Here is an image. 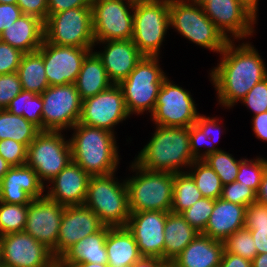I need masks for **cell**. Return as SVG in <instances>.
Wrapping results in <instances>:
<instances>
[{"label": "cell", "instance_id": "680465c9", "mask_svg": "<svg viewBox=\"0 0 267 267\" xmlns=\"http://www.w3.org/2000/svg\"><path fill=\"white\" fill-rule=\"evenodd\" d=\"M252 267H267V253L256 255L252 261Z\"/></svg>", "mask_w": 267, "mask_h": 267}, {"label": "cell", "instance_id": "be15d7a7", "mask_svg": "<svg viewBox=\"0 0 267 267\" xmlns=\"http://www.w3.org/2000/svg\"><path fill=\"white\" fill-rule=\"evenodd\" d=\"M192 3L198 4L199 6H204L210 0H190Z\"/></svg>", "mask_w": 267, "mask_h": 267}, {"label": "cell", "instance_id": "db71d44e", "mask_svg": "<svg viewBox=\"0 0 267 267\" xmlns=\"http://www.w3.org/2000/svg\"><path fill=\"white\" fill-rule=\"evenodd\" d=\"M219 267H252V262L224 249Z\"/></svg>", "mask_w": 267, "mask_h": 267}, {"label": "cell", "instance_id": "484cf974", "mask_svg": "<svg viewBox=\"0 0 267 267\" xmlns=\"http://www.w3.org/2000/svg\"><path fill=\"white\" fill-rule=\"evenodd\" d=\"M224 242L200 233L172 261L176 267H219Z\"/></svg>", "mask_w": 267, "mask_h": 267}, {"label": "cell", "instance_id": "f5cc1de1", "mask_svg": "<svg viewBox=\"0 0 267 267\" xmlns=\"http://www.w3.org/2000/svg\"><path fill=\"white\" fill-rule=\"evenodd\" d=\"M249 229L257 249V255L267 253V225L244 226Z\"/></svg>", "mask_w": 267, "mask_h": 267}, {"label": "cell", "instance_id": "03108f58", "mask_svg": "<svg viewBox=\"0 0 267 267\" xmlns=\"http://www.w3.org/2000/svg\"><path fill=\"white\" fill-rule=\"evenodd\" d=\"M160 267H176L172 262H163Z\"/></svg>", "mask_w": 267, "mask_h": 267}, {"label": "cell", "instance_id": "a7ac6f4b", "mask_svg": "<svg viewBox=\"0 0 267 267\" xmlns=\"http://www.w3.org/2000/svg\"><path fill=\"white\" fill-rule=\"evenodd\" d=\"M53 267H62L58 263H56Z\"/></svg>", "mask_w": 267, "mask_h": 267}, {"label": "cell", "instance_id": "d6a6232c", "mask_svg": "<svg viewBox=\"0 0 267 267\" xmlns=\"http://www.w3.org/2000/svg\"><path fill=\"white\" fill-rule=\"evenodd\" d=\"M202 197L192 177L186 171L174 173L171 212L181 214Z\"/></svg>", "mask_w": 267, "mask_h": 267}, {"label": "cell", "instance_id": "681fc988", "mask_svg": "<svg viewBox=\"0 0 267 267\" xmlns=\"http://www.w3.org/2000/svg\"><path fill=\"white\" fill-rule=\"evenodd\" d=\"M21 15L22 11L17 4L0 3V34Z\"/></svg>", "mask_w": 267, "mask_h": 267}, {"label": "cell", "instance_id": "ee69618b", "mask_svg": "<svg viewBox=\"0 0 267 267\" xmlns=\"http://www.w3.org/2000/svg\"><path fill=\"white\" fill-rule=\"evenodd\" d=\"M21 91V82L17 72L0 75V109H6Z\"/></svg>", "mask_w": 267, "mask_h": 267}, {"label": "cell", "instance_id": "7c38bea8", "mask_svg": "<svg viewBox=\"0 0 267 267\" xmlns=\"http://www.w3.org/2000/svg\"><path fill=\"white\" fill-rule=\"evenodd\" d=\"M91 10L95 42L132 38L134 2L93 0Z\"/></svg>", "mask_w": 267, "mask_h": 267}, {"label": "cell", "instance_id": "44dd1931", "mask_svg": "<svg viewBox=\"0 0 267 267\" xmlns=\"http://www.w3.org/2000/svg\"><path fill=\"white\" fill-rule=\"evenodd\" d=\"M45 191L38 174L28 165L13 166L0 181V201L25 205L41 198Z\"/></svg>", "mask_w": 267, "mask_h": 267}, {"label": "cell", "instance_id": "7402d4cb", "mask_svg": "<svg viewBox=\"0 0 267 267\" xmlns=\"http://www.w3.org/2000/svg\"><path fill=\"white\" fill-rule=\"evenodd\" d=\"M90 175L79 165L70 161L68 165L47 185L48 198L64 207L83 205L87 195ZM51 188H50V187Z\"/></svg>", "mask_w": 267, "mask_h": 267}, {"label": "cell", "instance_id": "4316f807", "mask_svg": "<svg viewBox=\"0 0 267 267\" xmlns=\"http://www.w3.org/2000/svg\"><path fill=\"white\" fill-rule=\"evenodd\" d=\"M107 232L108 226H104L100 231L73 244L57 259V263L59 265L107 263L108 256L105 246Z\"/></svg>", "mask_w": 267, "mask_h": 267}, {"label": "cell", "instance_id": "4fadbf2b", "mask_svg": "<svg viewBox=\"0 0 267 267\" xmlns=\"http://www.w3.org/2000/svg\"><path fill=\"white\" fill-rule=\"evenodd\" d=\"M189 91L170 82L166 77L157 96L152 121L163 127H189L199 113Z\"/></svg>", "mask_w": 267, "mask_h": 267}, {"label": "cell", "instance_id": "ffe728a7", "mask_svg": "<svg viewBox=\"0 0 267 267\" xmlns=\"http://www.w3.org/2000/svg\"><path fill=\"white\" fill-rule=\"evenodd\" d=\"M104 226L100 218L84 204L65 207L59 228L57 259L73 244Z\"/></svg>", "mask_w": 267, "mask_h": 267}, {"label": "cell", "instance_id": "9c48e42d", "mask_svg": "<svg viewBox=\"0 0 267 267\" xmlns=\"http://www.w3.org/2000/svg\"><path fill=\"white\" fill-rule=\"evenodd\" d=\"M44 39L59 46L94 48L91 6L68 9L48 16Z\"/></svg>", "mask_w": 267, "mask_h": 267}, {"label": "cell", "instance_id": "277c9868", "mask_svg": "<svg viewBox=\"0 0 267 267\" xmlns=\"http://www.w3.org/2000/svg\"><path fill=\"white\" fill-rule=\"evenodd\" d=\"M136 175L126 178L130 213L142 211L171 212L174 173L152 171L132 162Z\"/></svg>", "mask_w": 267, "mask_h": 267}, {"label": "cell", "instance_id": "52a82bcc", "mask_svg": "<svg viewBox=\"0 0 267 267\" xmlns=\"http://www.w3.org/2000/svg\"><path fill=\"white\" fill-rule=\"evenodd\" d=\"M159 57L143 56L129 76L118 85L129 114L154 112L159 90L167 77L159 66Z\"/></svg>", "mask_w": 267, "mask_h": 267}, {"label": "cell", "instance_id": "1f68e13d", "mask_svg": "<svg viewBox=\"0 0 267 267\" xmlns=\"http://www.w3.org/2000/svg\"><path fill=\"white\" fill-rule=\"evenodd\" d=\"M40 131L25 117L0 109V141L13 139L28 147Z\"/></svg>", "mask_w": 267, "mask_h": 267}, {"label": "cell", "instance_id": "9f6ffc18", "mask_svg": "<svg viewBox=\"0 0 267 267\" xmlns=\"http://www.w3.org/2000/svg\"><path fill=\"white\" fill-rule=\"evenodd\" d=\"M256 201L267 205V164L265 166L263 178L256 193Z\"/></svg>", "mask_w": 267, "mask_h": 267}, {"label": "cell", "instance_id": "7a4b0ae2", "mask_svg": "<svg viewBox=\"0 0 267 267\" xmlns=\"http://www.w3.org/2000/svg\"><path fill=\"white\" fill-rule=\"evenodd\" d=\"M194 161L189 127L159 125H156L152 138L134 160L142 168L170 173L184 172L182 167H189Z\"/></svg>", "mask_w": 267, "mask_h": 267}, {"label": "cell", "instance_id": "bcb514c9", "mask_svg": "<svg viewBox=\"0 0 267 267\" xmlns=\"http://www.w3.org/2000/svg\"><path fill=\"white\" fill-rule=\"evenodd\" d=\"M23 52L0 41V75L18 71Z\"/></svg>", "mask_w": 267, "mask_h": 267}, {"label": "cell", "instance_id": "cb8c5ba5", "mask_svg": "<svg viewBox=\"0 0 267 267\" xmlns=\"http://www.w3.org/2000/svg\"><path fill=\"white\" fill-rule=\"evenodd\" d=\"M246 207L218 198L202 234L224 242L245 225Z\"/></svg>", "mask_w": 267, "mask_h": 267}, {"label": "cell", "instance_id": "60d3db41", "mask_svg": "<svg viewBox=\"0 0 267 267\" xmlns=\"http://www.w3.org/2000/svg\"><path fill=\"white\" fill-rule=\"evenodd\" d=\"M220 198L247 207L256 202V192L252 188L234 181L223 185Z\"/></svg>", "mask_w": 267, "mask_h": 267}, {"label": "cell", "instance_id": "836d02e7", "mask_svg": "<svg viewBox=\"0 0 267 267\" xmlns=\"http://www.w3.org/2000/svg\"><path fill=\"white\" fill-rule=\"evenodd\" d=\"M189 168L192 170L186 172L192 177L203 197L215 200L220 198L223 188L221 179L204 160H195Z\"/></svg>", "mask_w": 267, "mask_h": 267}, {"label": "cell", "instance_id": "94428289", "mask_svg": "<svg viewBox=\"0 0 267 267\" xmlns=\"http://www.w3.org/2000/svg\"><path fill=\"white\" fill-rule=\"evenodd\" d=\"M11 165L0 156V181L4 175L10 170Z\"/></svg>", "mask_w": 267, "mask_h": 267}, {"label": "cell", "instance_id": "d590c367", "mask_svg": "<svg viewBox=\"0 0 267 267\" xmlns=\"http://www.w3.org/2000/svg\"><path fill=\"white\" fill-rule=\"evenodd\" d=\"M28 204H9L0 201V237L24 231Z\"/></svg>", "mask_w": 267, "mask_h": 267}, {"label": "cell", "instance_id": "f6af8a7d", "mask_svg": "<svg viewBox=\"0 0 267 267\" xmlns=\"http://www.w3.org/2000/svg\"><path fill=\"white\" fill-rule=\"evenodd\" d=\"M189 133L191 154L195 160H203L208 155L221 150L215 147V143L212 146L206 144L208 146L206 151L200 153L201 147H205V143L210 142V138L196 124L189 126Z\"/></svg>", "mask_w": 267, "mask_h": 267}, {"label": "cell", "instance_id": "f1b7e54d", "mask_svg": "<svg viewBox=\"0 0 267 267\" xmlns=\"http://www.w3.org/2000/svg\"><path fill=\"white\" fill-rule=\"evenodd\" d=\"M199 234L181 214L169 212L164 228V262H172Z\"/></svg>", "mask_w": 267, "mask_h": 267}, {"label": "cell", "instance_id": "d4e9b609", "mask_svg": "<svg viewBox=\"0 0 267 267\" xmlns=\"http://www.w3.org/2000/svg\"><path fill=\"white\" fill-rule=\"evenodd\" d=\"M0 41L24 54L36 52L44 41V22L38 17L22 14L0 34Z\"/></svg>", "mask_w": 267, "mask_h": 267}, {"label": "cell", "instance_id": "6f0895ef", "mask_svg": "<svg viewBox=\"0 0 267 267\" xmlns=\"http://www.w3.org/2000/svg\"><path fill=\"white\" fill-rule=\"evenodd\" d=\"M164 261L156 257H141L130 267H160Z\"/></svg>", "mask_w": 267, "mask_h": 267}, {"label": "cell", "instance_id": "8992f818", "mask_svg": "<svg viewBox=\"0 0 267 267\" xmlns=\"http://www.w3.org/2000/svg\"><path fill=\"white\" fill-rule=\"evenodd\" d=\"M169 23L189 41L216 53L230 41L205 15L203 7L190 0H169Z\"/></svg>", "mask_w": 267, "mask_h": 267}, {"label": "cell", "instance_id": "816d5d0a", "mask_svg": "<svg viewBox=\"0 0 267 267\" xmlns=\"http://www.w3.org/2000/svg\"><path fill=\"white\" fill-rule=\"evenodd\" d=\"M218 119L215 118H210V117H206L204 115L199 114L197 121L195 122V124L206 134V136H208V138H210V140L213 142L216 139L218 140L219 138H216V136H214L213 132L218 135H220L221 132V128L220 125L218 124ZM219 125V126H218ZM214 130V131H213ZM213 134V135H212ZM216 142V141H215Z\"/></svg>", "mask_w": 267, "mask_h": 267}, {"label": "cell", "instance_id": "5bb4252c", "mask_svg": "<svg viewBox=\"0 0 267 267\" xmlns=\"http://www.w3.org/2000/svg\"><path fill=\"white\" fill-rule=\"evenodd\" d=\"M2 267H53L52 251L28 233L15 232L0 237Z\"/></svg>", "mask_w": 267, "mask_h": 267}, {"label": "cell", "instance_id": "8d00e7d4", "mask_svg": "<svg viewBox=\"0 0 267 267\" xmlns=\"http://www.w3.org/2000/svg\"><path fill=\"white\" fill-rule=\"evenodd\" d=\"M219 176L223 185L236 181L239 164L243 160H236L231 154L219 150L203 159Z\"/></svg>", "mask_w": 267, "mask_h": 267}, {"label": "cell", "instance_id": "003e7915", "mask_svg": "<svg viewBox=\"0 0 267 267\" xmlns=\"http://www.w3.org/2000/svg\"><path fill=\"white\" fill-rule=\"evenodd\" d=\"M130 1L136 3V2H143V1H147V0H130Z\"/></svg>", "mask_w": 267, "mask_h": 267}, {"label": "cell", "instance_id": "83f0119b", "mask_svg": "<svg viewBox=\"0 0 267 267\" xmlns=\"http://www.w3.org/2000/svg\"><path fill=\"white\" fill-rule=\"evenodd\" d=\"M107 264L110 267H130L142 256L133 234L127 227H109L105 240Z\"/></svg>", "mask_w": 267, "mask_h": 267}, {"label": "cell", "instance_id": "e7e4bbea", "mask_svg": "<svg viewBox=\"0 0 267 267\" xmlns=\"http://www.w3.org/2000/svg\"><path fill=\"white\" fill-rule=\"evenodd\" d=\"M17 0H0V3L4 4H16Z\"/></svg>", "mask_w": 267, "mask_h": 267}, {"label": "cell", "instance_id": "f907efd6", "mask_svg": "<svg viewBox=\"0 0 267 267\" xmlns=\"http://www.w3.org/2000/svg\"><path fill=\"white\" fill-rule=\"evenodd\" d=\"M93 0H48V16L68 9L91 6Z\"/></svg>", "mask_w": 267, "mask_h": 267}, {"label": "cell", "instance_id": "7bdbcfd3", "mask_svg": "<svg viewBox=\"0 0 267 267\" xmlns=\"http://www.w3.org/2000/svg\"><path fill=\"white\" fill-rule=\"evenodd\" d=\"M0 156L6 160L11 167L26 164L27 147L13 139L0 141Z\"/></svg>", "mask_w": 267, "mask_h": 267}, {"label": "cell", "instance_id": "4dcf8cb0", "mask_svg": "<svg viewBox=\"0 0 267 267\" xmlns=\"http://www.w3.org/2000/svg\"><path fill=\"white\" fill-rule=\"evenodd\" d=\"M17 73L24 91L41 95L49 87L43 56L38 51L23 54Z\"/></svg>", "mask_w": 267, "mask_h": 267}, {"label": "cell", "instance_id": "e0dca14e", "mask_svg": "<svg viewBox=\"0 0 267 267\" xmlns=\"http://www.w3.org/2000/svg\"><path fill=\"white\" fill-rule=\"evenodd\" d=\"M203 9L205 15L229 40L228 34L237 40L253 35L257 15L241 0H210Z\"/></svg>", "mask_w": 267, "mask_h": 267}, {"label": "cell", "instance_id": "91938a15", "mask_svg": "<svg viewBox=\"0 0 267 267\" xmlns=\"http://www.w3.org/2000/svg\"><path fill=\"white\" fill-rule=\"evenodd\" d=\"M62 267H110L107 263H78L73 265H60Z\"/></svg>", "mask_w": 267, "mask_h": 267}, {"label": "cell", "instance_id": "d6986e66", "mask_svg": "<svg viewBox=\"0 0 267 267\" xmlns=\"http://www.w3.org/2000/svg\"><path fill=\"white\" fill-rule=\"evenodd\" d=\"M169 212H133L127 229L133 234L142 257H156L164 261V228Z\"/></svg>", "mask_w": 267, "mask_h": 267}, {"label": "cell", "instance_id": "5b68a950", "mask_svg": "<svg viewBox=\"0 0 267 267\" xmlns=\"http://www.w3.org/2000/svg\"><path fill=\"white\" fill-rule=\"evenodd\" d=\"M114 173L91 176L84 205L109 227H126L130 217L128 190L125 180L115 181Z\"/></svg>", "mask_w": 267, "mask_h": 267}, {"label": "cell", "instance_id": "c3c4849f", "mask_svg": "<svg viewBox=\"0 0 267 267\" xmlns=\"http://www.w3.org/2000/svg\"><path fill=\"white\" fill-rule=\"evenodd\" d=\"M267 225V205L253 202L246 207L244 226H264Z\"/></svg>", "mask_w": 267, "mask_h": 267}, {"label": "cell", "instance_id": "6125c7cd", "mask_svg": "<svg viewBox=\"0 0 267 267\" xmlns=\"http://www.w3.org/2000/svg\"><path fill=\"white\" fill-rule=\"evenodd\" d=\"M247 7H249L256 15L258 11V1L259 0H241Z\"/></svg>", "mask_w": 267, "mask_h": 267}, {"label": "cell", "instance_id": "f546056e", "mask_svg": "<svg viewBox=\"0 0 267 267\" xmlns=\"http://www.w3.org/2000/svg\"><path fill=\"white\" fill-rule=\"evenodd\" d=\"M113 83L109 80L102 60L91 51L83 60L75 86L82 100L108 89Z\"/></svg>", "mask_w": 267, "mask_h": 267}, {"label": "cell", "instance_id": "e575fe53", "mask_svg": "<svg viewBox=\"0 0 267 267\" xmlns=\"http://www.w3.org/2000/svg\"><path fill=\"white\" fill-rule=\"evenodd\" d=\"M12 114L23 116L42 130L43 101L41 95L22 90L6 108Z\"/></svg>", "mask_w": 267, "mask_h": 267}, {"label": "cell", "instance_id": "74e56055", "mask_svg": "<svg viewBox=\"0 0 267 267\" xmlns=\"http://www.w3.org/2000/svg\"><path fill=\"white\" fill-rule=\"evenodd\" d=\"M224 249L229 253L239 255L251 262L257 255V249L251 232L245 227L231 234L224 241Z\"/></svg>", "mask_w": 267, "mask_h": 267}, {"label": "cell", "instance_id": "11a10c76", "mask_svg": "<svg viewBox=\"0 0 267 267\" xmlns=\"http://www.w3.org/2000/svg\"><path fill=\"white\" fill-rule=\"evenodd\" d=\"M253 131L257 138L267 141V112L253 115Z\"/></svg>", "mask_w": 267, "mask_h": 267}, {"label": "cell", "instance_id": "30bf717a", "mask_svg": "<svg viewBox=\"0 0 267 267\" xmlns=\"http://www.w3.org/2000/svg\"><path fill=\"white\" fill-rule=\"evenodd\" d=\"M61 131H40L27 147L26 165L44 184L56 177L72 161L69 139Z\"/></svg>", "mask_w": 267, "mask_h": 267}, {"label": "cell", "instance_id": "b9f144b4", "mask_svg": "<svg viewBox=\"0 0 267 267\" xmlns=\"http://www.w3.org/2000/svg\"><path fill=\"white\" fill-rule=\"evenodd\" d=\"M240 101L252 110L254 115L267 112V77L254 85Z\"/></svg>", "mask_w": 267, "mask_h": 267}, {"label": "cell", "instance_id": "9a60e30c", "mask_svg": "<svg viewBox=\"0 0 267 267\" xmlns=\"http://www.w3.org/2000/svg\"><path fill=\"white\" fill-rule=\"evenodd\" d=\"M129 116L122 89L118 84H113L97 95L82 100L79 123L114 133L112 128Z\"/></svg>", "mask_w": 267, "mask_h": 267}, {"label": "cell", "instance_id": "f35d334b", "mask_svg": "<svg viewBox=\"0 0 267 267\" xmlns=\"http://www.w3.org/2000/svg\"><path fill=\"white\" fill-rule=\"evenodd\" d=\"M266 164L267 160L261 157L254 160L243 159L239 164L236 181L244 186L252 188L257 193Z\"/></svg>", "mask_w": 267, "mask_h": 267}, {"label": "cell", "instance_id": "ba28073f", "mask_svg": "<svg viewBox=\"0 0 267 267\" xmlns=\"http://www.w3.org/2000/svg\"><path fill=\"white\" fill-rule=\"evenodd\" d=\"M169 27V0L134 3L131 39L143 56L159 57Z\"/></svg>", "mask_w": 267, "mask_h": 267}, {"label": "cell", "instance_id": "2e32d148", "mask_svg": "<svg viewBox=\"0 0 267 267\" xmlns=\"http://www.w3.org/2000/svg\"><path fill=\"white\" fill-rule=\"evenodd\" d=\"M93 48L59 46L45 39L37 50L43 56L49 86L75 84L85 57Z\"/></svg>", "mask_w": 267, "mask_h": 267}, {"label": "cell", "instance_id": "3957f363", "mask_svg": "<svg viewBox=\"0 0 267 267\" xmlns=\"http://www.w3.org/2000/svg\"><path fill=\"white\" fill-rule=\"evenodd\" d=\"M72 129V161L90 176L115 173L120 160L115 134L79 122Z\"/></svg>", "mask_w": 267, "mask_h": 267}, {"label": "cell", "instance_id": "6da1fadb", "mask_svg": "<svg viewBox=\"0 0 267 267\" xmlns=\"http://www.w3.org/2000/svg\"><path fill=\"white\" fill-rule=\"evenodd\" d=\"M233 41L226 44L219 64L210 73L218 104L226 108L234 106L267 77L265 63L254 46L246 42L236 47Z\"/></svg>", "mask_w": 267, "mask_h": 267}, {"label": "cell", "instance_id": "ab89813d", "mask_svg": "<svg viewBox=\"0 0 267 267\" xmlns=\"http://www.w3.org/2000/svg\"><path fill=\"white\" fill-rule=\"evenodd\" d=\"M215 199L202 197L190 208L181 213L185 220L198 232L202 233L214 208Z\"/></svg>", "mask_w": 267, "mask_h": 267}, {"label": "cell", "instance_id": "603a6c76", "mask_svg": "<svg viewBox=\"0 0 267 267\" xmlns=\"http://www.w3.org/2000/svg\"><path fill=\"white\" fill-rule=\"evenodd\" d=\"M106 44L104 51L95 52L102 60L107 76L113 84H119L135 69L143 55L132 39L99 41Z\"/></svg>", "mask_w": 267, "mask_h": 267}, {"label": "cell", "instance_id": "8fae6325", "mask_svg": "<svg viewBox=\"0 0 267 267\" xmlns=\"http://www.w3.org/2000/svg\"><path fill=\"white\" fill-rule=\"evenodd\" d=\"M42 131L72 129L80 120L82 99L75 84L49 86L42 94Z\"/></svg>", "mask_w": 267, "mask_h": 267}, {"label": "cell", "instance_id": "ac0fdd59", "mask_svg": "<svg viewBox=\"0 0 267 267\" xmlns=\"http://www.w3.org/2000/svg\"><path fill=\"white\" fill-rule=\"evenodd\" d=\"M64 206L46 195L33 199L28 204L24 232L52 251L57 259V241L63 217Z\"/></svg>", "mask_w": 267, "mask_h": 267}, {"label": "cell", "instance_id": "7dc6e473", "mask_svg": "<svg viewBox=\"0 0 267 267\" xmlns=\"http://www.w3.org/2000/svg\"><path fill=\"white\" fill-rule=\"evenodd\" d=\"M22 14L38 17L45 22L48 18V0H17Z\"/></svg>", "mask_w": 267, "mask_h": 267}]
</instances>
